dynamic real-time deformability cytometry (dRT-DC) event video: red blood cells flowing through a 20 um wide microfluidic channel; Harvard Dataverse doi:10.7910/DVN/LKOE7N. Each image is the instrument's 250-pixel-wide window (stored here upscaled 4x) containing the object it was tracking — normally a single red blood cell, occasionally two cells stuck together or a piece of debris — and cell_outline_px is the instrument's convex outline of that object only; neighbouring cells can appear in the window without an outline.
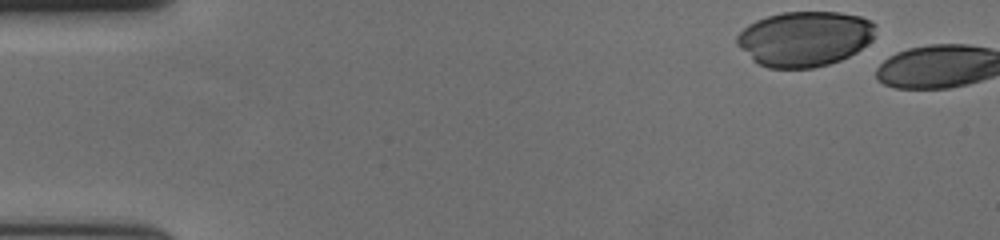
{"species": "human", "species_latin": "Homo sapiens", "temperature_condition": "cold", "stored_images_in_passage": 4, "camera_frame_rate_fps": 3000, "um_per_image_px": 0.085, "donor": {"sex": "female"}, "frame": {"image": 1, "passage_image": 1, "time_ms": 0.0, "image_size_px": [1000, 240], "cell_outline_px": [[876, 24], [872, 40], [856, 52], [840, 60], [828, 64], [812, 68], [768, 68], [752, 60], [736, 44], [736, 36], [748, 24], [756, 20], [768, 16], [784, 12], [840, 12], [860, 16], [872, 20]], "centroid_in_image_um": [68.39, 3.28], "position_along_channel_um": 16.6, "area_um2": 44.62}}